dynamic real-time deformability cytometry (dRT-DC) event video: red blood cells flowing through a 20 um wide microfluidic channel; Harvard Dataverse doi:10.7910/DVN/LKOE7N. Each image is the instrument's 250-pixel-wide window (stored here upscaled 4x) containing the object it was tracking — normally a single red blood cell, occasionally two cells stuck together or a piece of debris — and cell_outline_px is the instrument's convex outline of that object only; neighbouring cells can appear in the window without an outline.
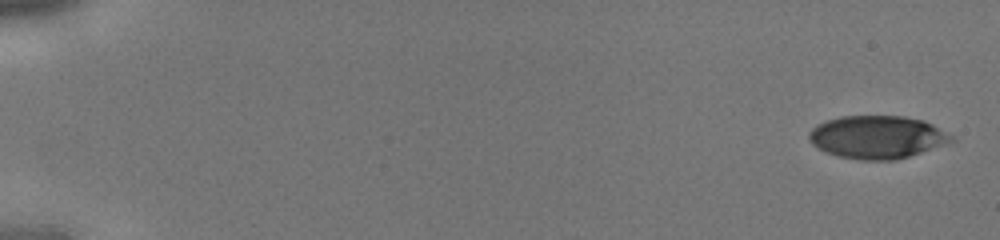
{"species": "human", "species_latin": "Homo sapiens", "temperature_condition": "cold", "stored_images_in_passage": 8, "camera_frame_rate_fps": 3000, "um_per_image_px": 0.085, "donor": {"sex": "male"}, "frame": {"image": 1, "passage_image": 1, "time_ms": 0.0, "image_size_px": [1000, 240], "cell_outline_px": [[956, 140], [896, 160], [860, 160], [840, 156], [824, 152], [812, 144], [808, 140], [808, 132], [816, 124], [840, 116], [904, 116], [924, 120], [932, 124], [952, 136]], "centroid_in_image_um": [74.51, 11.65], "position_along_channel_um": 10.5, "area_um2": 35.49}}
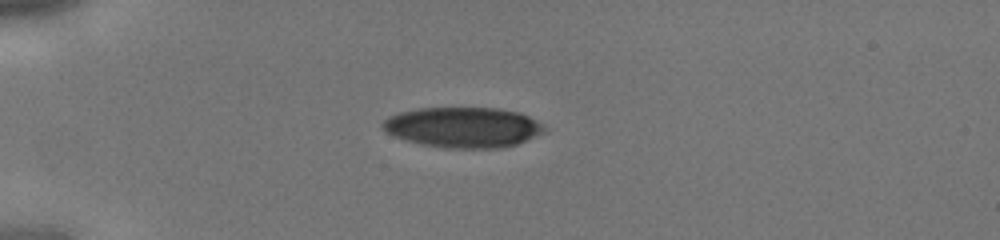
{"frame": {"image": 2, "passage_image": 6, "time_ms": 1.667, "image_size_px": [1000, 240], "cell_outline_px": [[548, 128], [544, 132], [536, 136], [516, 144], [504, 148], [444, 148], [420, 144], [392, 136], [380, 124], [388, 116], [400, 112], [420, 108], [496, 108], [520, 112], [544, 124]], "centroid_in_image_um": [39.38, 10.82], "position_along_channel_um": 45.6, "area_um2": 38.26}}
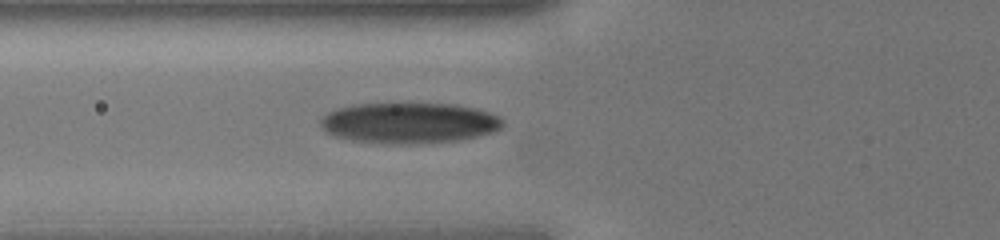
{"frame": {"image": 3, "passage_image": 8, "time_ms": 2.333, "image_size_px": [1000, 240], "cell_outline_px": [[504, 124], [500, 128], [492, 132], [476, 136], [456, 140], [356, 140], [332, 136], [324, 132], [320, 124], [320, 120], [328, 112], [336, 108], [352, 104], [456, 104], [476, 108], [500, 116], [504, 120]], "centroid_in_image_um": [34.77, 10.38], "position_along_channel_um": 91.0, "area_um2": 41.5}}